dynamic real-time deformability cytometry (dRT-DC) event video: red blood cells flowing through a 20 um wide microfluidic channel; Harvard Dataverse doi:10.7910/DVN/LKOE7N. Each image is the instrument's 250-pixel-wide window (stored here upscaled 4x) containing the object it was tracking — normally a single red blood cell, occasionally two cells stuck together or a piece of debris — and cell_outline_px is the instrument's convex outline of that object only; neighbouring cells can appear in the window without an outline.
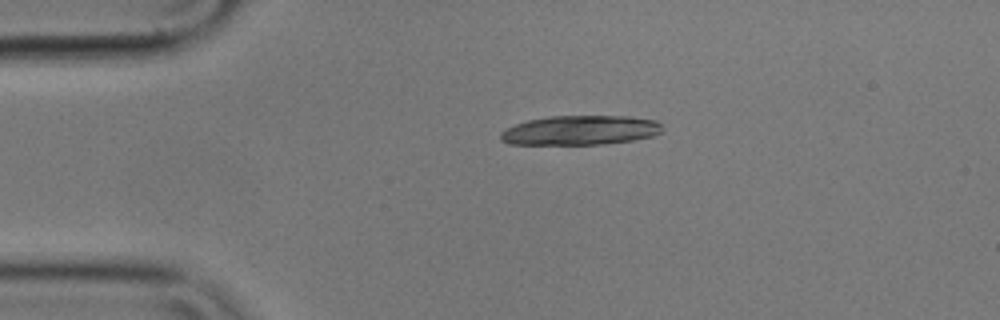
{"species": "common noctule bat (a hibernating species)", "species_latin": "Nyctalus noctula", "temperature_condition": "cold", "stored_images_in_passage": 13, "camera_frame_rate_fps": 3000, "um_per_image_px": 0.085, "animal": {"sex": "male", "body_mass_g": 17.9}, "frame": {"image": 1, "passage_image": 1, "time_ms": 0.0, "image_size_px": [1000, 320], "cell_outline_px": [[660, 132], [656, 136], [632, 140], [604, 144], [508, 144], [500, 140], [500, 132], [516, 124], [528, 120], [548, 116], [628, 116], [656, 120], [660, 124]], "centroid_in_image_um": [49.32, 11.07], "position_along_channel_um": 35.7, "area_um2": 27.74}}